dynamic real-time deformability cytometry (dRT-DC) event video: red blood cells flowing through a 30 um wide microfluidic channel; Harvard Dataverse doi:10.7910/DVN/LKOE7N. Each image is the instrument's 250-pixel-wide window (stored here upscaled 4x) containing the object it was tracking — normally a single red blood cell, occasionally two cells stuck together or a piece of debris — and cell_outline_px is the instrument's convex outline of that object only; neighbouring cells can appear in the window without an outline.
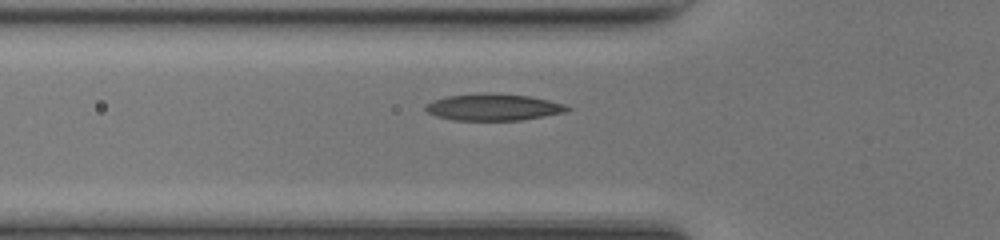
{"species": "common noctule bat (a hibernating species)", "species_latin": "Nyctalus noctula", "temperature_condition": "room temperature", "stored_images_in_passage": 35, "camera_frame_rate_fps": 3000, "um_per_image_px": 0.085, "animal": {"sex": "female", "body_mass_g": 17.0, "forearm_length_mm": 48.0}, "frame": {"image": 1, "passage_image": 4, "time_ms": 1.0, "image_size_px": [1000, 240], "cell_outline_px": [[572, 108], [564, 112], [544, 116], [520, 120], [452, 120], [436, 116], [428, 112], [424, 108], [432, 100], [448, 96], [484, 92], [488, 92], [528, 96], [548, 100], [564, 104]], "centroid_in_image_um": [41.92, 9.1], "position_along_channel_um": 83.9, "area_um2": 21.96}}
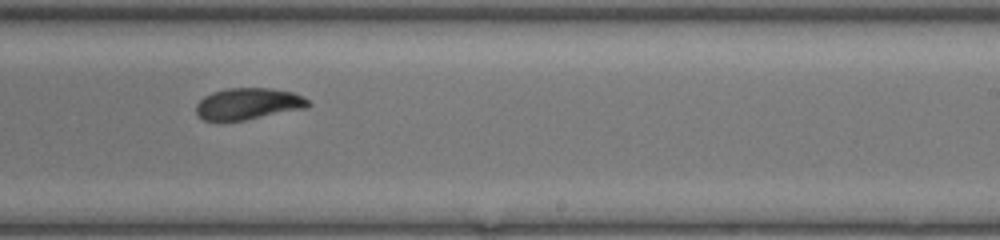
{"frame": {"image": 2, "passage_image": 17, "time_ms": 5.333, "image_size_px": [1000, 240], "cell_outline_px": [[312, 104], [304, 108], [244, 120], [204, 120], [196, 112], [196, 104], [204, 96], [212, 92], [228, 88], [272, 88], [292, 92], [308, 100]], "centroid_in_image_um": [21.08, 8.81], "position_along_channel_um": 267.9, "area_um2": 20.29}}
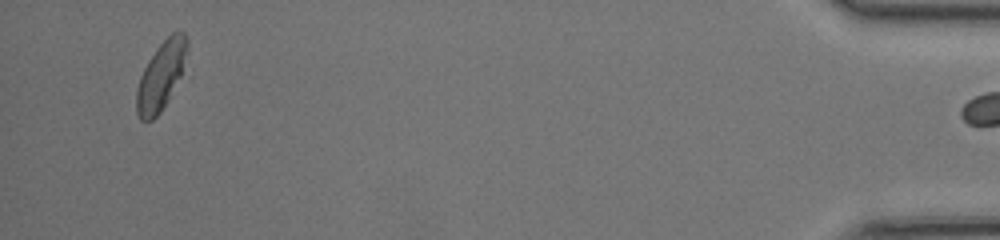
{"frame": {"image": 3, "passage_image": 34, "time_ms": 11.0, "image_size_px": [1000, 240], "cell_outline_px": [[188, 52], [180, 76], [168, 100], [160, 112], [152, 120], [140, 120], [136, 112], [136, 88], [140, 76], [148, 60], [156, 48], [172, 32], [184, 32], [188, 40]], "centroid_in_image_um": [13.68, 6.43], "position_along_channel_um": 421.5, "area_um2": 20.06}, "authors_computed_cell_mechanics": {"area_um2": 20.8658, "velocity_mm_per_s": 4.2476, "shape_relaxation_time_tau1_ms": 3.9237, "shape_relaxation_time_tau2_ms": 1.7109, "deformation_change_tau1": 0.1429, "deformation_change_tau2": 0.0538}}